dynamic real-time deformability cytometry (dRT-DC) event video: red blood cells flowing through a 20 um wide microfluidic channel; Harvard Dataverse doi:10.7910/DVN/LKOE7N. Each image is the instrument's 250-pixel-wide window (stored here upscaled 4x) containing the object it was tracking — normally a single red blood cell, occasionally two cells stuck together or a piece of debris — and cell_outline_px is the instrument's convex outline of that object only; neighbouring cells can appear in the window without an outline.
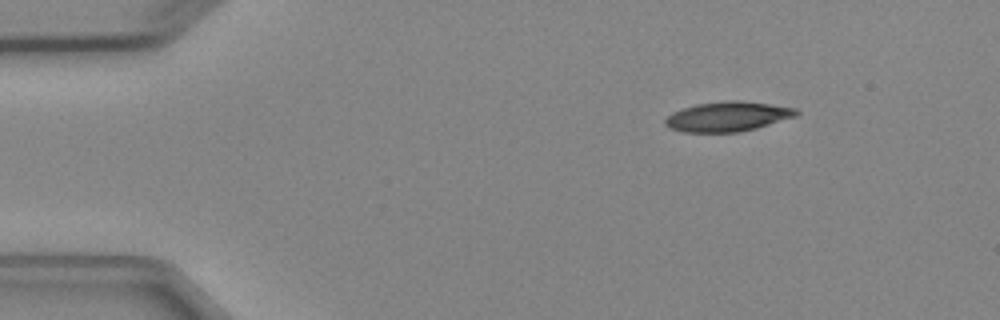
{"species": "Egyptian fruit bat (a non-hibernating species)", "species_latin": "Rousettus aegyptiacus", "temperature_condition": "cold", "stored_images_in_passage": 3, "camera_frame_rate_fps": 3000, "um_per_image_px": 0.085, "animal": {"sex": "female"}, "frame": {"image": 1, "passage_image": 1, "time_ms": 0.0, "image_size_px": [1000, 320], "cell_outline_px": [[800, 112], [796, 116], [756, 128], [740, 132], [684, 132], [668, 128], [664, 124], [664, 120], [672, 112], [696, 104], [728, 100], [740, 100], [796, 108]], "centroid_in_image_um": [61.83, 9.91], "position_along_channel_um": 23.2, "area_um2": 22.72}}